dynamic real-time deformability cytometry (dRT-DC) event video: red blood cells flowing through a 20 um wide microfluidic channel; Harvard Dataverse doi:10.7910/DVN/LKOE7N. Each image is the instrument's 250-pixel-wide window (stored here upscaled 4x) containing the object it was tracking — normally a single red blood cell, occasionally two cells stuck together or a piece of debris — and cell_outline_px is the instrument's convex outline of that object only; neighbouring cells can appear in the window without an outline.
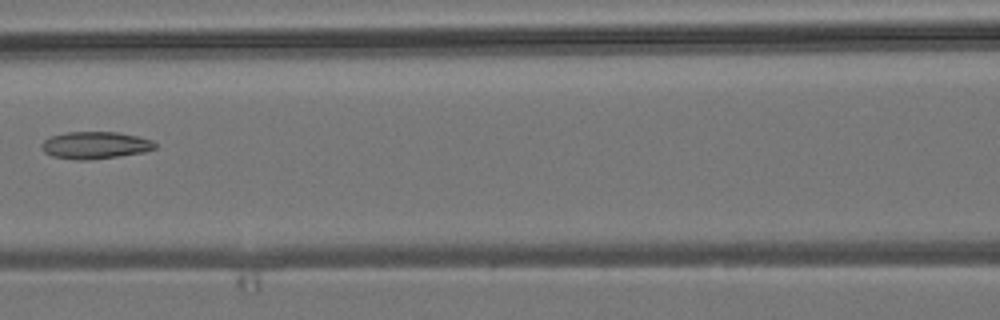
{"species": "common noctule bat (a hibernating species)", "species_latin": "Nyctalus noctula", "temperature_condition": "room temperature", "stored_images_in_passage": 5, "camera_frame_rate_fps": 3000, "um_per_image_px": 0.085, "animal": {"sex": "male", "body_mass_g": 19.2, "forearm_length_mm": 51.8}, "frame": {"image": 1, "passage_image": 3, "time_ms": 2.333, "image_size_px": [1000, 320], "cell_outline_px": [[156, 148], [144, 152], [120, 156], [88, 160], [76, 160], [52, 156], [44, 152], [40, 148], [40, 144], [44, 140], [52, 136], [64, 132], [116, 132], [136, 136], [152, 140], [156, 144]], "centroid_in_image_um": [8.06, 12.35], "position_along_channel_um": 158.5, "area_um2": 18.03}}
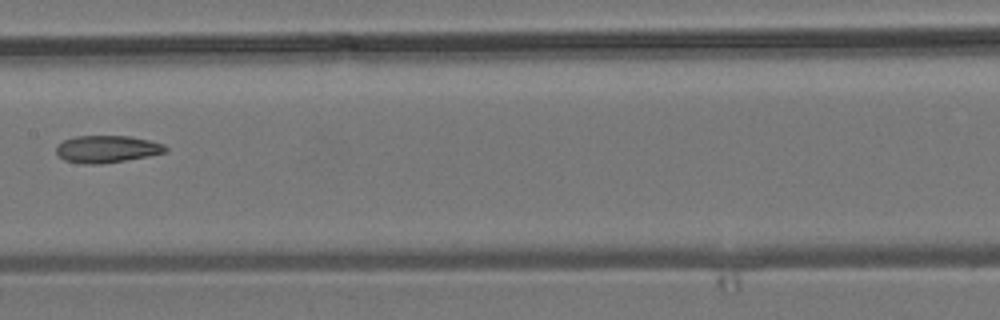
{"frame": {"image": 2, "passage_image": 4, "time_ms": 3.333, "image_size_px": [1000, 320], "cell_outline_px": [[168, 152], [148, 156], [100, 164], [84, 164], [64, 160], [56, 152], [56, 144], [64, 140], [76, 136], [132, 136], [164, 144], [168, 148]], "centroid_in_image_um": [9.09, 12.66], "position_along_channel_um": 198.3, "area_um2": 17.34}}
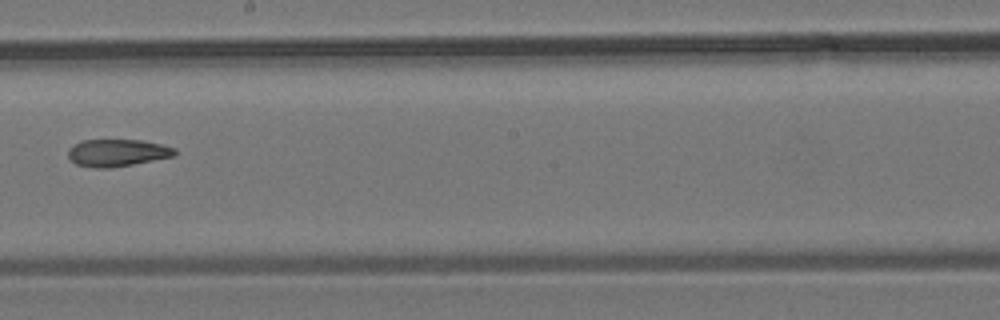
{"frame": {"image": 3, "passage_image": 5, "time_ms": 4.333, "image_size_px": [1000, 320], "cell_outline_px": [[176, 156], [132, 164], [108, 168], [96, 168], [76, 164], [68, 156], [68, 148], [80, 140], [144, 140], [176, 148]], "centroid_in_image_um": [9.97, 12.98], "position_along_channel_um": 238.2, "area_um2": 16.94}}